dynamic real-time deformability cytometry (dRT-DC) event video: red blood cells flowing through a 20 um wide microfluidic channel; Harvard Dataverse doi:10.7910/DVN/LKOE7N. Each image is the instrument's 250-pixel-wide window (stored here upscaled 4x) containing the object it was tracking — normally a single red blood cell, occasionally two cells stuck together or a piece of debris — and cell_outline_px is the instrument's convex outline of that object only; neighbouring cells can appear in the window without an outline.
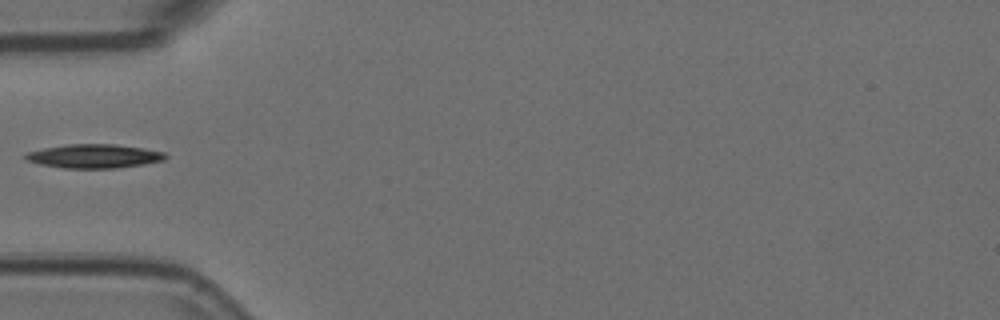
{"species": "Egyptian fruit bat (a non-hibernating species)", "species_latin": "Rousettus aegyptiacus", "temperature_condition": "room temperature", "stored_images_in_passage": 38, "camera_frame_rate_fps": 3000, "um_per_image_px": 0.085, "animal": {"sex": "female"}, "frame": {"image": 1, "passage_image": 1, "time_ms": 0.0, "image_size_px": [1000, 320], "cell_outline_px": [[164, 156], [160, 160], [140, 164], [112, 168], [68, 168], [44, 164], [28, 160], [24, 156], [32, 152], [48, 148], [72, 144], [108, 144], [140, 148], [160, 152]], "centroid_in_image_um": [7.97, 13.27], "position_along_channel_um": 77.0, "area_um2": 18.15}}
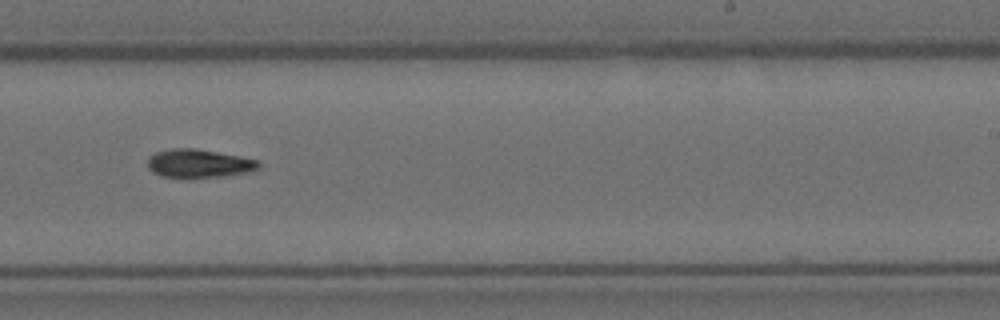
{"frame": {"image": 2, "passage_image": 17, "time_ms": 5.333, "image_size_px": [1000, 320], "cell_outline_px": [[260, 164], [256, 168], [240, 172], [212, 176], [164, 176], [156, 172], [148, 164], [148, 160], [156, 152], [180, 148], [188, 148], [236, 156], [256, 160]], "centroid_in_image_um": [16.85, 13.87], "position_along_channel_um": 272.1, "area_um2": 16.65}}
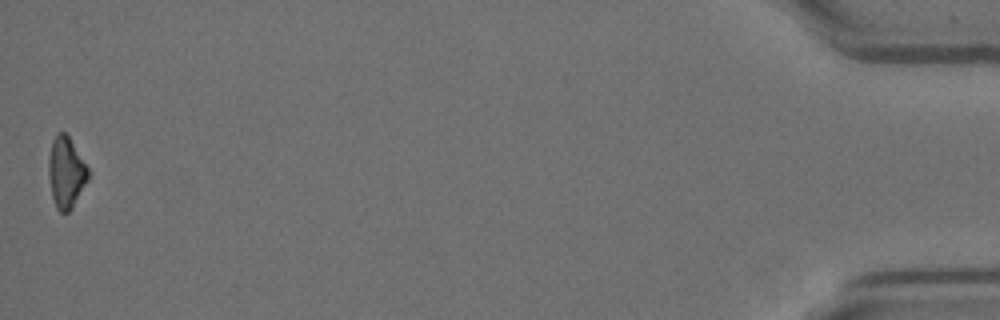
{"frame": {"image": 3, "passage_image": 38, "time_ms": 12.333, "image_size_px": [1000, 320], "cell_outline_px": [[88, 180], [72, 208], [68, 212], [60, 212], [56, 208], [52, 196], [52, 140], [60, 132], [64, 132], [68, 136], [88, 168]], "centroid_in_image_um": [5.69, 14.71], "position_along_channel_um": 429.5, "area_um2": 15.14}}